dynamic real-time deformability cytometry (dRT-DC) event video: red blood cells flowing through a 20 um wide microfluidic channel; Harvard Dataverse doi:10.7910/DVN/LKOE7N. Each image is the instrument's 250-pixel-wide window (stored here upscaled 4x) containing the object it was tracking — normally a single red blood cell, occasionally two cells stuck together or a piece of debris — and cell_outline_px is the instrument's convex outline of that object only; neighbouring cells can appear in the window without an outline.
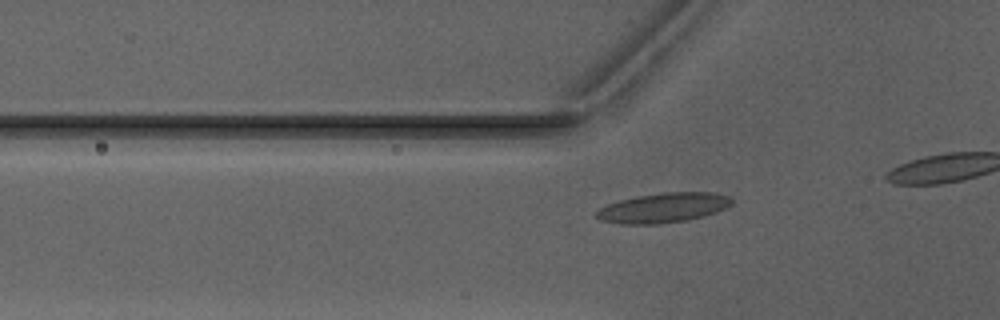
{"species": "Egyptian fruit bat (a non-hibernating species)", "species_latin": "Rousettus aegyptiacus", "temperature_condition": "warm", "stored_images_in_passage": 21, "camera_frame_rate_fps": 3000, "um_per_image_px": 0.085, "animal": {"sex": "male"}, "frame": {"image": 1, "passage_image": 15, "time_ms": 4.667, "image_size_px": [1000, 320], "cell_outline_px": [[732, 204], [716, 212], [704, 216], [688, 220], [660, 224], [620, 224], [604, 220], [592, 216], [600, 208], [608, 204], [620, 200], [636, 196], [664, 192], [716, 192], [732, 196]], "centroid_in_image_um": [56.41, 17.65], "position_along_channel_um": 69.4, "area_um2": 23.64}}